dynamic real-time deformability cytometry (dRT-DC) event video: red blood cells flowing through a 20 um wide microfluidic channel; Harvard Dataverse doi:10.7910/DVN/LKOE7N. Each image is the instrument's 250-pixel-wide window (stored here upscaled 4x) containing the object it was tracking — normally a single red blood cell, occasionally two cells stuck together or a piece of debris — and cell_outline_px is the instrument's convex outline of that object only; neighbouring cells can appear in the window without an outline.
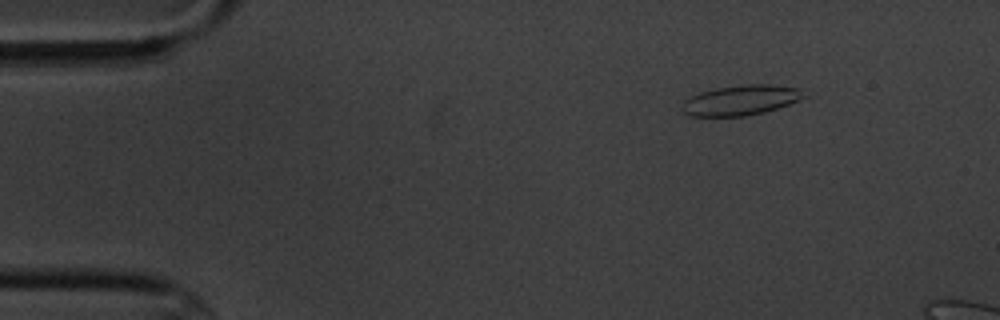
{"species": "common noctule bat (a hibernating species)", "species_latin": "Nyctalus noctula", "temperature_condition": "cold", "stored_images_in_passage": 6, "camera_frame_rate_fps": 3000, "um_per_image_px": 0.085, "animal": {"sex": "male", "body_mass_g": 20.1, "forearm_length_mm": 53.5}, "frame": {"image": 1, "passage_image": 3, "time_ms": 2.333, "image_size_px": [1000, 320], "cell_outline_px": [[812, 92], [808, 96], [800, 100], [764, 112], [744, 116], [688, 116], [680, 108], [684, 100], [700, 92], [716, 88], [748, 84], [768, 84], [800, 88]], "centroid_in_image_um": [63.04, 8.51], "position_along_channel_um": 22.0, "area_um2": 21.62}}